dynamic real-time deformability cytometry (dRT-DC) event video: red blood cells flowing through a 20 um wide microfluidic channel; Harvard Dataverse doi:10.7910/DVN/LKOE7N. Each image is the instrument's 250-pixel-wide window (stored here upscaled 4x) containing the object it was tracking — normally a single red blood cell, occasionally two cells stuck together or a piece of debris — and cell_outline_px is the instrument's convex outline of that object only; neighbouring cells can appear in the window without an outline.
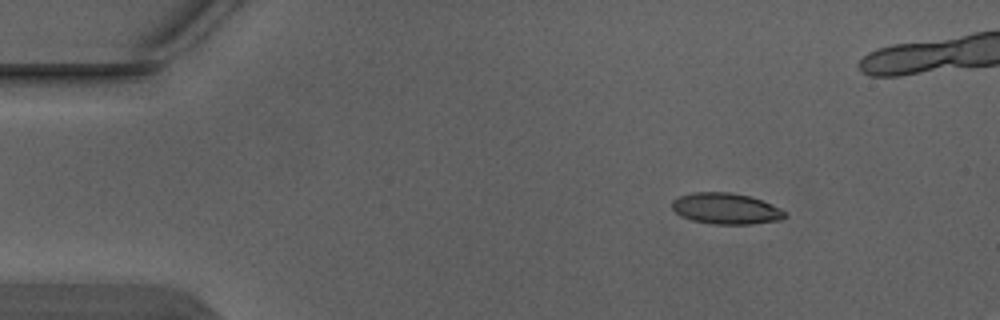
{"species": "Egyptian fruit bat (a non-hibernating species)", "species_latin": "Rousettus aegyptiacus", "temperature_condition": "warm", "stored_images_in_passage": 3, "camera_frame_rate_fps": 3000, "um_per_image_px": 0.085, "animal": {"sex": "male"}, "frame": {"image": 1, "passage_image": 1, "time_ms": 0.0, "image_size_px": [1000, 320], "cell_outline_px": [[788, 216], [780, 220], [752, 224], [716, 224], [692, 220], [680, 216], [672, 208], [672, 200], [680, 196], [692, 192], [732, 192], [748, 196], [760, 200], [780, 208]], "centroid_in_image_um": [61.69, 17.73], "position_along_channel_um": 23.3, "area_um2": 20.35}}